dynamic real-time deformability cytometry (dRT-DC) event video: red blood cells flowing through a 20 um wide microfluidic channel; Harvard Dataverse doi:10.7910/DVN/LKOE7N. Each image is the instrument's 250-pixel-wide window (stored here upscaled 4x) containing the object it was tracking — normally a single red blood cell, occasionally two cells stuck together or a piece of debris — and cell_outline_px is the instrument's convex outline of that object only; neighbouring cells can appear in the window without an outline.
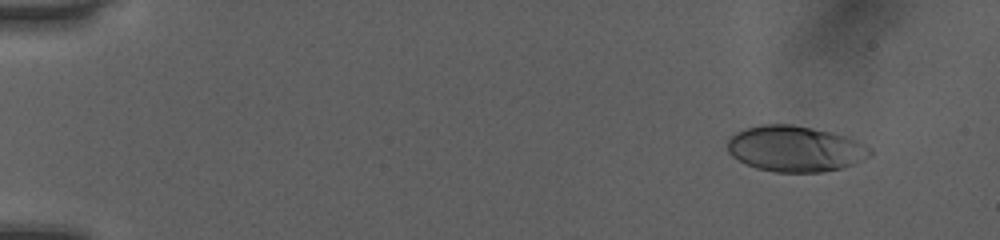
{"species": "human", "species_latin": "Homo sapiens", "temperature_condition": "room temperature", "stored_images_in_passage": 51, "camera_frame_rate_fps": 3000, "um_per_image_px": 0.085, "donor": {"sex": "female"}, "frame": {"image": 1, "passage_image": 5, "time_ms": 1.333, "image_size_px": [1000, 240], "cell_outline_px": [[872, 152], [868, 156], [852, 164], [840, 168], [820, 172], [776, 172], [756, 168], [732, 156], [728, 152], [728, 140], [736, 132], [748, 128], [764, 124], [792, 124], [812, 128], [844, 136], [872, 148]], "centroid_in_image_um": [67.56, 12.65], "position_along_channel_um": 17.4, "area_um2": 37.45}}
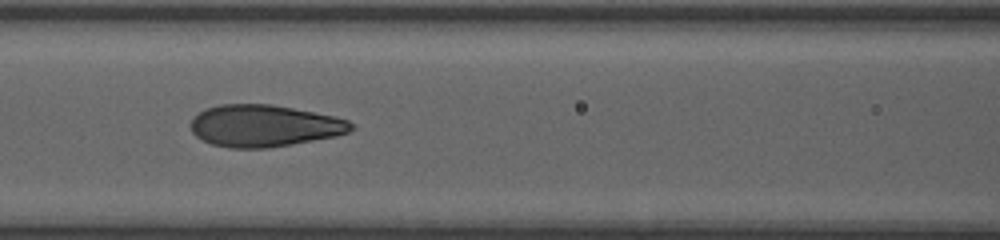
{"frame": {"image": 2, "passage_image": 24, "time_ms": 7.667, "image_size_px": [1000, 240], "cell_outline_px": [[356, 128], [348, 132], [336, 136], [292, 144], [268, 148], [232, 148], [212, 144], [196, 136], [192, 132], [192, 120], [200, 112], [208, 108], [220, 104], [272, 104], [336, 116], [348, 120], [356, 124]], "centroid_in_image_um": [22.53, 10.69], "position_along_channel_um": 144.1, "area_um2": 39.13}}
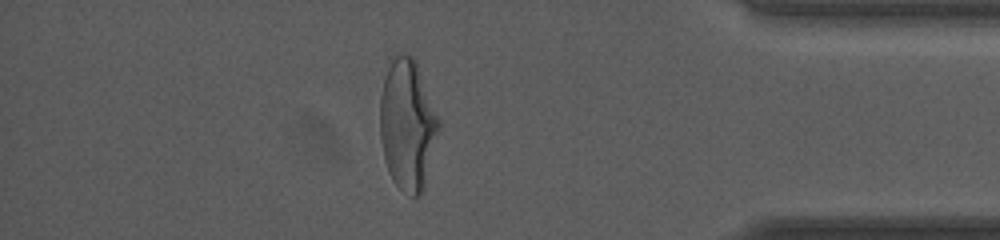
{"frame": {"image": 3, "passage_image": 45, "time_ms": 14.667, "image_size_px": [1000, 240], "cell_outline_px": [[440, 128], [424, 188], [420, 196], [412, 196], [400, 188], [392, 180], [384, 156], [380, 136], [380, 96], [384, 80], [392, 56], [400, 52], [412, 56], [416, 60], [440, 120]], "centroid_in_image_um": [34.65, 10.57], "position_along_channel_um": 400.6, "area_um2": 44.8}, "authors_computed_cell_mechanics": {"area_um2": 39.1306, "velocity_mm_per_s": 4.0679, "shape_relaxation_time_tau1_ms": 4.536, "shape_relaxation_time_tau2_ms": null, "deformation_change_tau1": 0.1954, "deformation_change_tau2": null}}